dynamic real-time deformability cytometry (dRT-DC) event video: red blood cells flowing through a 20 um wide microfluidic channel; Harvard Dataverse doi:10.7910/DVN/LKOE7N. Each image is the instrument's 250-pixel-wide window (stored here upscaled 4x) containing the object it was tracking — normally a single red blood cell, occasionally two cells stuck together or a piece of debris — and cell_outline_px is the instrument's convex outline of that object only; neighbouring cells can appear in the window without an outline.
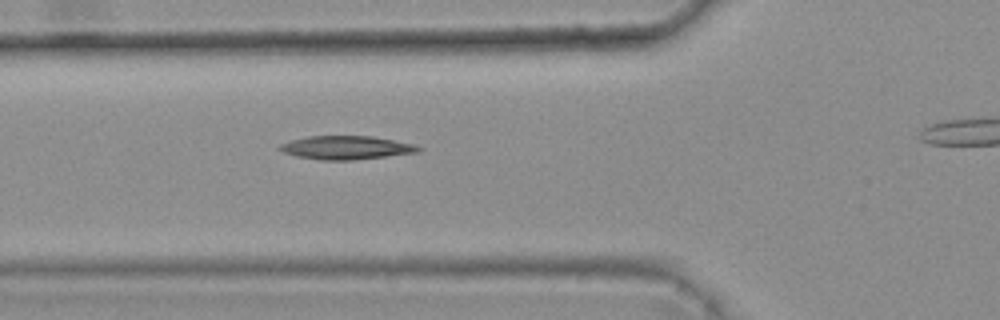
{"species": "common noctule bat (a hibernating species)", "species_latin": "Nyctalus noctula", "temperature_condition": "warm", "stored_images_in_passage": 4, "camera_frame_rate_fps": 3000, "um_per_image_px": 0.085, "animal": {"sex": "female", "body_mass_g": 25.1}, "frame": {"image": 1, "passage_image": 3, "time_ms": 0.667, "image_size_px": [1000, 320], "cell_outline_px": [[424, 148], [420, 152], [352, 160], [320, 160], [296, 156], [284, 152], [276, 148], [280, 144], [292, 140], [308, 136], [372, 136], [416, 144]], "centroid_in_image_um": [29.46, 12.55], "position_along_channel_um": 96.3, "area_um2": 19.07}}